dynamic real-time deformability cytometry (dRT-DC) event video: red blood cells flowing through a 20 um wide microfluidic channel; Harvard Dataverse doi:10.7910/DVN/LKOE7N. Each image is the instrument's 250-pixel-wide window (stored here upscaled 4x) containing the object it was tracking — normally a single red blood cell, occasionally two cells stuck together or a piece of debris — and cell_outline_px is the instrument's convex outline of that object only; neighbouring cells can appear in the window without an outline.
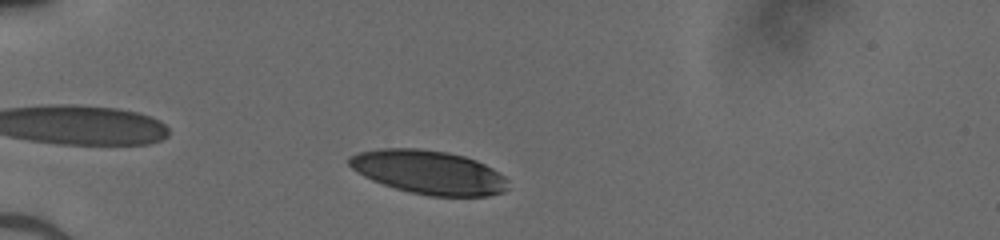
{"species": "human", "species_latin": "Homo sapiens", "temperature_condition": "cold", "stored_images_in_passage": 35, "camera_frame_rate_fps": 3000, "um_per_image_px": 0.085, "donor": {"sex": "male"}, "frame": {"image": 1, "passage_image": 4, "time_ms": 1.0, "image_size_px": [1000, 240], "cell_outline_px": [[508, 188], [504, 192], [488, 196], [428, 196], [408, 192], [372, 180], [356, 172], [348, 164], [348, 156], [356, 152], [380, 148], [416, 148], [448, 152], [464, 156], [476, 160], [492, 168], [504, 176], [508, 180]], "centroid_in_image_um": [36.43, 14.63], "position_along_channel_um": 48.6, "area_um2": 40.75}}
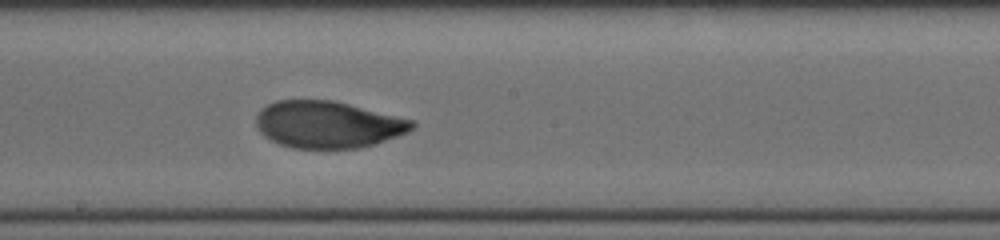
{"frame": {"image": 2, "passage_image": 19, "time_ms": 6.0, "image_size_px": [1000, 240], "cell_outline_px": [[416, 124], [408, 132], [376, 144], [360, 148], [292, 148], [280, 144], [264, 136], [260, 132], [256, 124], [256, 116], [268, 104], [276, 100], [332, 100], [416, 120]], "centroid_in_image_um": [27.9, 10.59], "position_along_channel_um": 220.3, "area_um2": 42.66}}
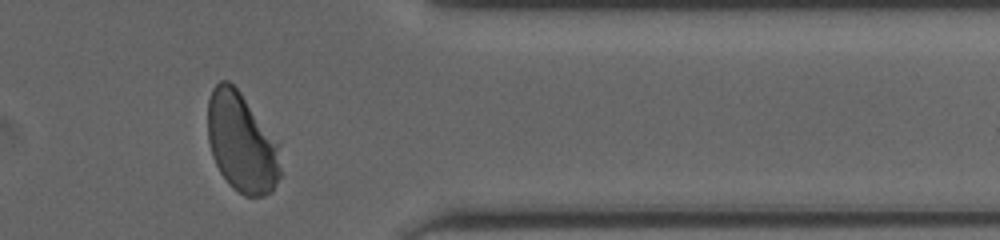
{"frame": {"image": 3, "passage_image": 32, "time_ms": 10.333, "image_size_px": [1000, 240], "cell_outline_px": [[280, 176], [272, 192], [264, 196], [244, 196], [232, 188], [228, 184], [220, 172], [212, 156], [208, 140], [208, 100], [212, 88], [220, 80], [228, 80], [240, 92], [280, 144]], "centroid_in_image_um": [20.54, 12.14], "position_along_channel_um": 390.9, "area_um2": 42.48}}